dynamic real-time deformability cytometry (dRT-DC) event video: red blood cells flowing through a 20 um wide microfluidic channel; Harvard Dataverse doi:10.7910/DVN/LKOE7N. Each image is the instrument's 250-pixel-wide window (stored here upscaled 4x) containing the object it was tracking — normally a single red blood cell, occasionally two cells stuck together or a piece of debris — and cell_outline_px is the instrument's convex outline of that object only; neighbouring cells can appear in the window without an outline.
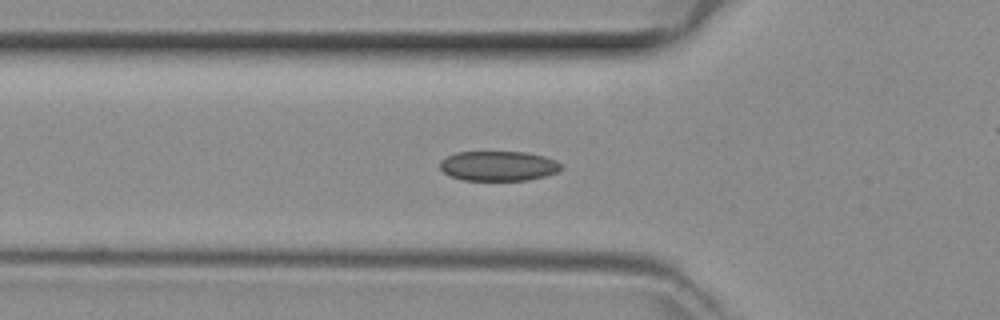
{"species": "common noctule bat (a hibernating species)", "species_latin": "Nyctalus noctula", "temperature_condition": "room temperature", "stored_images_in_passage": 37, "camera_frame_rate_fps": 3000, "um_per_image_px": 0.085, "animal": {"sex": "female", "body_mass_g": 29.2, "forearm_length_mm": 56.3}, "frame": {"image": 1, "passage_image": 4, "time_ms": 1.0, "image_size_px": [1000, 320], "cell_outline_px": [[564, 168], [556, 172], [544, 176], [528, 180], [464, 180], [448, 176], [440, 168], [440, 160], [456, 152], [524, 152], [544, 156], [556, 160]], "centroid_in_image_um": [42.35, 14.11], "position_along_channel_um": 83.4, "area_um2": 21.1}}
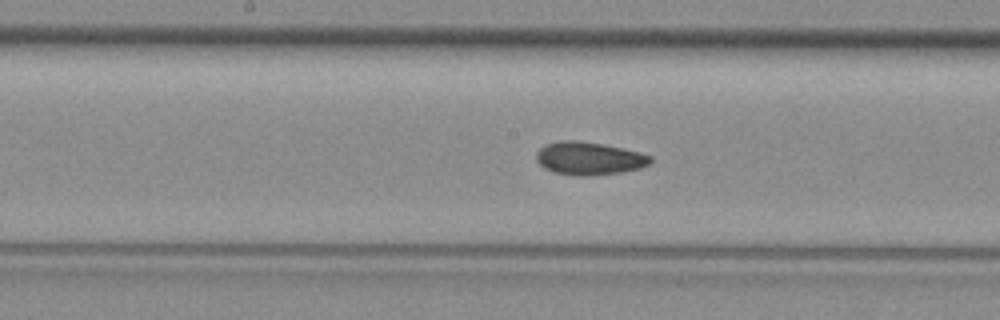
{"frame": {"image": 2, "passage_image": 12, "time_ms": 3.667, "image_size_px": [1000, 320], "cell_outline_px": [[652, 164], [640, 168], [620, 172], [592, 176], [580, 176], [552, 172], [544, 168], [536, 160], [536, 152], [540, 148], [548, 144], [560, 140], [576, 140], [604, 144], [640, 152], [652, 156]], "centroid_in_image_um": [50.09, 13.47], "position_along_channel_um": 198.1, "area_um2": 22.08}}
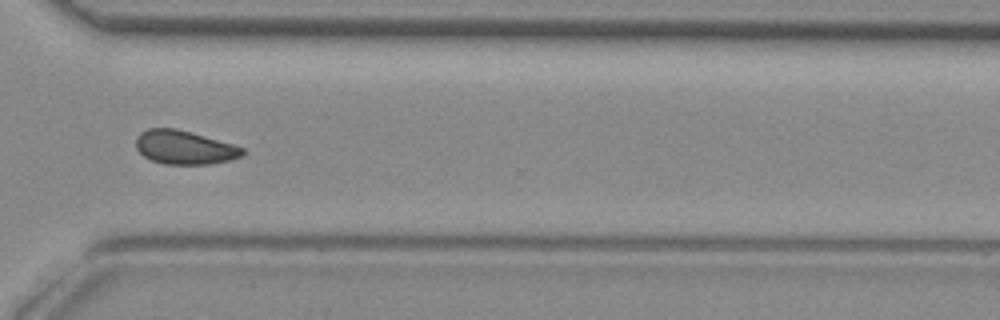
{"frame": {"image": 3, "passage_image": 23, "time_ms": 7.333, "image_size_px": [1000, 320], "cell_outline_px": [[244, 156], [212, 164], [164, 164], [152, 160], [144, 156], [136, 148], [136, 136], [140, 132], [148, 128], [176, 128], [232, 144], [244, 148]], "centroid_in_image_um": [15.66, 12.53], "position_along_channel_um": 354.9, "area_um2": 20.87}}